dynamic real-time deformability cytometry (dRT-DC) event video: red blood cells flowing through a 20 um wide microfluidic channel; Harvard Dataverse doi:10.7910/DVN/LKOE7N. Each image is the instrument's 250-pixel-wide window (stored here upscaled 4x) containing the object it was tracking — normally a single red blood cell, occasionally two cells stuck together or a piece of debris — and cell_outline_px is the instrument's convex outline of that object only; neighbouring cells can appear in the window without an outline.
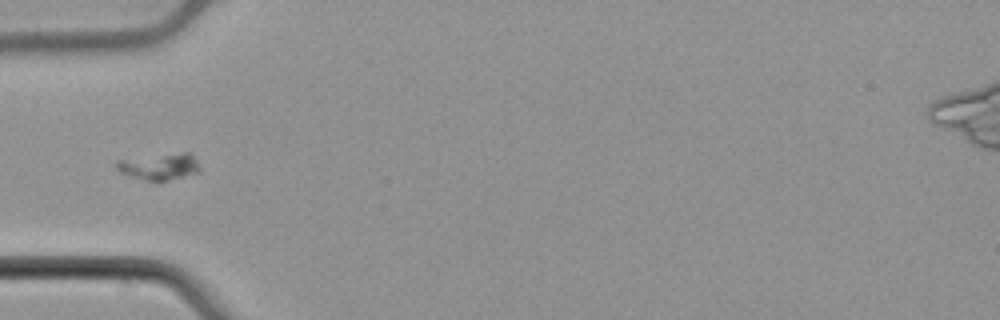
{"species": "common noctule bat (a hibernating species)", "species_latin": "Nyctalus noctula", "temperature_condition": "cold", "stored_images_in_passage": 5, "camera_frame_rate_fps": 3000, "um_per_image_px": 0.085, "animal": {"sex": "male", "body_mass_g": 21.5, "forearm_length_mm": 52.0}, "frame": {"image": 1, "passage_image": 4, "time_ms": 1.0, "image_size_px": [1000, 320], "cell_outline_px": [[200, 172], [164, 180], [144, 180], [120, 172], [116, 168], [116, 160], [184, 152], [188, 152], [196, 160], [200, 168]], "centroid_in_image_um": [13.55, 14.15], "position_along_channel_um": 71.5, "area_um2": 12.43}}
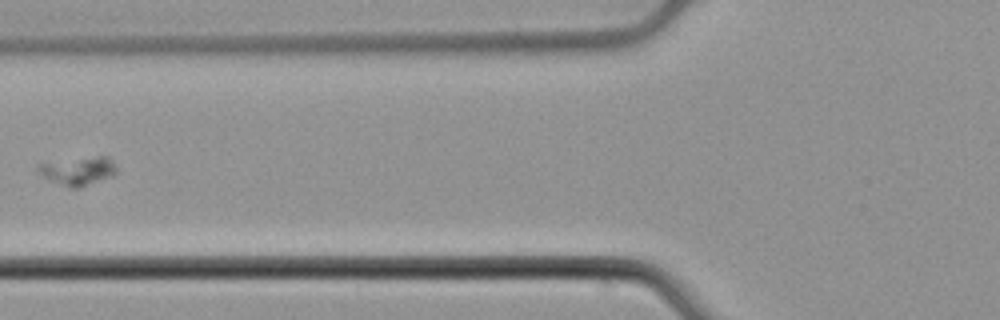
{"frame": {"image": 2, "passage_image": 5, "time_ms": 1.333, "image_size_px": [1000, 320], "cell_outline_px": [[116, 172], [112, 176], [80, 188], [72, 188], [52, 180], [44, 176], [36, 168], [36, 164], [100, 156], [108, 156], [112, 160], [116, 168]], "centroid_in_image_um": [6.69, 14.53], "position_along_channel_um": 119.1, "area_um2": 12.48}}